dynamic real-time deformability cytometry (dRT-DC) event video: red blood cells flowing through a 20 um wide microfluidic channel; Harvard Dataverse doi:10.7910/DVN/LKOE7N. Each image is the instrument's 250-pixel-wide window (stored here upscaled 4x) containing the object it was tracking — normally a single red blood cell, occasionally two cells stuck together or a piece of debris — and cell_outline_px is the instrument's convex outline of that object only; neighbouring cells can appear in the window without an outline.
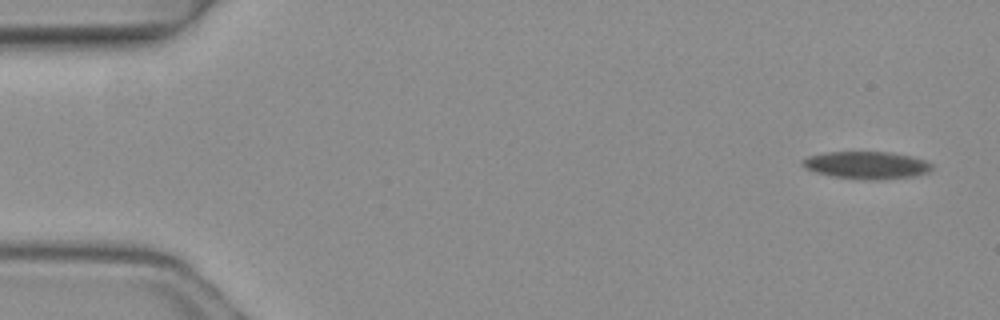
{"species": "common noctule bat (a hibernating species)", "species_latin": "Nyctalus noctula", "temperature_condition": "warm", "stored_images_in_passage": 6, "camera_frame_rate_fps": 3000, "um_per_image_px": 0.085, "animal": {"sex": "female", "body_mass_g": 19.3, "forearm_length_mm": 54.1}, "frame": {"image": 1, "passage_image": 1, "time_ms": 0.0, "image_size_px": [1000, 320], "cell_outline_px": [[932, 172], [912, 176], [876, 180], [832, 176], [816, 172], [804, 168], [800, 164], [800, 160], [808, 156], [828, 152], [892, 152], [912, 156], [924, 160], [932, 164]], "centroid_in_image_um": [73.66, 14.03], "position_along_channel_um": 11.3, "area_um2": 20.69}}